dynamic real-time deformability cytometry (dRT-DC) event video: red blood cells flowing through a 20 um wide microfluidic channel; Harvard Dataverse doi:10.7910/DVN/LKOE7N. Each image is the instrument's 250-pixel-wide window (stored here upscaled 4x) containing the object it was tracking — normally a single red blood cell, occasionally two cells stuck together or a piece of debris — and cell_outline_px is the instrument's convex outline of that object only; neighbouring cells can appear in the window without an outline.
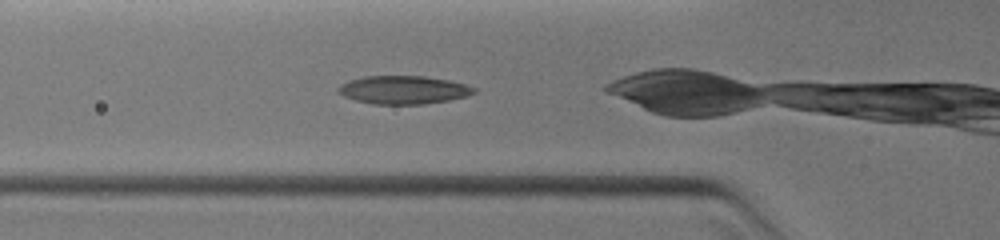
{"species": "common noctule bat (a hibernating species)", "species_latin": "Nyctalus noctula", "temperature_condition": "warm", "stored_images_in_passage": 10, "camera_frame_rate_fps": 3000, "um_per_image_px": 0.085, "animal": {"sex": "female", "body_mass_g": 19.0, "forearm_length_mm": 51.5}, "frame": {"image": 1, "passage_image": 6, "time_ms": 1.667, "image_size_px": [1000, 240], "cell_outline_px": [[476, 92], [464, 96], [448, 100], [424, 104], [372, 104], [356, 100], [344, 96], [336, 92], [336, 88], [340, 84], [348, 80], [364, 76], [424, 76], [448, 80], [464, 84], [476, 88]], "centroid_in_image_um": [34.23, 7.63], "position_along_channel_um": 91.6, "area_um2": 22.31}}